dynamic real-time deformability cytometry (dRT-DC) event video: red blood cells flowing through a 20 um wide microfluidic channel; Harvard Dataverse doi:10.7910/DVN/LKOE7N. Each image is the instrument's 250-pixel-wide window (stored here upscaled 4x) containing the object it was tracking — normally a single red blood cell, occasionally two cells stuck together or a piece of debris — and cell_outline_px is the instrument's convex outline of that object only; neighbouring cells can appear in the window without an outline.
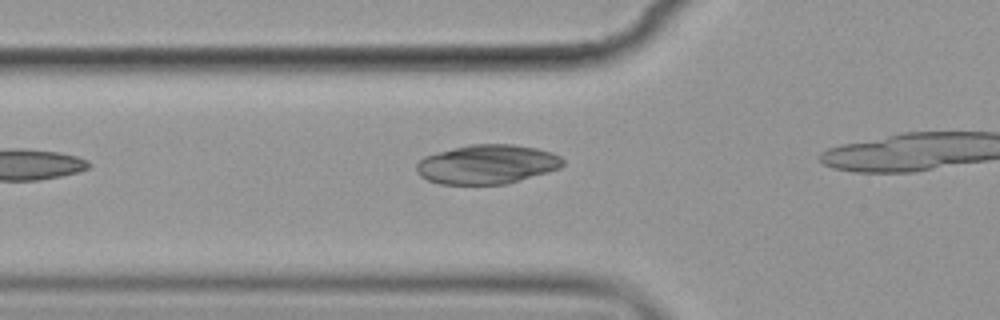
{"species": "common noctule bat (a hibernating species)", "species_latin": "Nyctalus noctula", "temperature_condition": "cold", "stored_images_in_passage": 4, "camera_frame_rate_fps": 3000, "um_per_image_px": 0.085, "animal": {"sex": "female", "body_mass_g": 19.9}, "frame": {"image": 1, "passage_image": 3, "time_ms": 2.667, "image_size_px": [1000, 320], "cell_outline_px": [[564, 164], [560, 168], [548, 172], [504, 184], [440, 184], [428, 180], [420, 176], [416, 172], [416, 164], [424, 156], [472, 144], [512, 144], [536, 148], [552, 152], [560, 156], [564, 160]], "centroid_in_image_um": [41.41, 13.97], "position_along_channel_um": 84.4, "area_um2": 33.29}}